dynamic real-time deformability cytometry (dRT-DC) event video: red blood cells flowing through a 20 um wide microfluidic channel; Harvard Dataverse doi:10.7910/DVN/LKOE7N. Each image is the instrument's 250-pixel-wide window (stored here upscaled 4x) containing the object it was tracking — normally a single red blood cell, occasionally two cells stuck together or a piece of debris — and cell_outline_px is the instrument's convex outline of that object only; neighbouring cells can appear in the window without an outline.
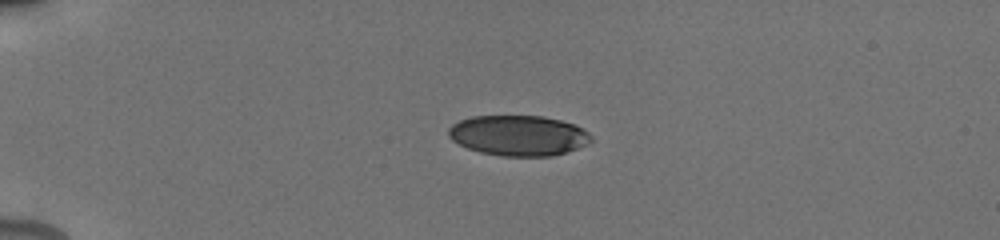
{"species": "human", "species_latin": "Homo sapiens", "temperature_condition": "cold", "stored_images_in_passage": 13, "camera_frame_rate_fps": 3000, "um_per_image_px": 0.085, "donor": {"sex": "male"}, "frame": {"image": 1, "passage_image": 6, "time_ms": 4.333, "image_size_px": [1000, 240], "cell_outline_px": [[592, 140], [588, 144], [568, 152], [552, 156], [504, 156], [480, 152], [468, 148], [452, 140], [448, 136], [448, 128], [452, 124], [460, 120], [472, 116], [544, 116], [560, 120], [572, 124], [588, 132], [592, 136]], "centroid_in_image_um": [44.07, 11.52], "position_along_channel_um": 40.9, "area_um2": 33.58}}
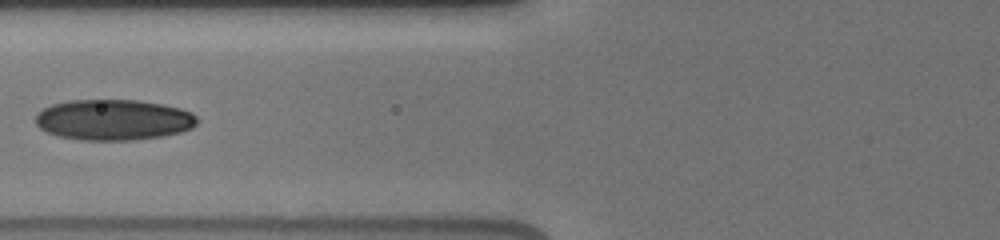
{"frame": {"image": 2, "passage_image": 10, "time_ms": 7.667, "image_size_px": [1000, 240], "cell_outline_px": [[196, 124], [192, 128], [180, 132], [164, 136], [132, 140], [80, 140], [60, 136], [48, 132], [40, 128], [36, 124], [36, 116], [44, 108], [52, 104], [68, 100], [136, 100], [164, 104], [180, 108], [192, 112], [196, 116]], "centroid_in_image_um": [9.67, 10.18], "position_along_channel_um": 116.1, "area_um2": 38.38}}
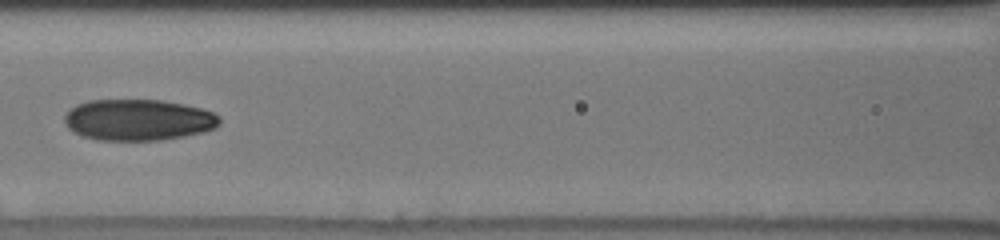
{"frame": {"image": 3, "passage_image": 11, "time_ms": 8.667, "image_size_px": [1000, 240], "cell_outline_px": [[220, 124], [216, 128], [204, 132], [184, 136], [160, 140], [96, 140], [72, 132], [68, 128], [64, 120], [64, 116], [76, 104], [88, 100], [160, 100], [184, 104], [200, 108], [212, 112], [220, 116]], "centroid_in_image_um": [11.76, 10.19], "position_along_channel_um": 154.8, "area_um2": 37.4}}